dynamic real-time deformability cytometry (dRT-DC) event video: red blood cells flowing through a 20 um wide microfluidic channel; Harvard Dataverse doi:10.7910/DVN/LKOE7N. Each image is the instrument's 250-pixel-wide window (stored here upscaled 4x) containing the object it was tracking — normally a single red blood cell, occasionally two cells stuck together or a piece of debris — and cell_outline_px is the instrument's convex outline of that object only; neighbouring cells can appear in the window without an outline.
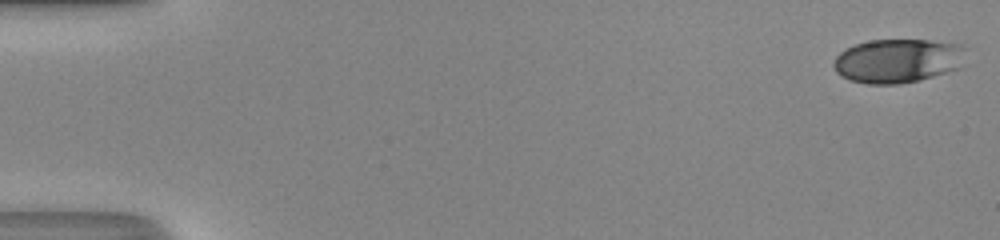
{"species": "human", "species_latin": "Homo sapiens", "temperature_condition": "room temperature", "stored_images_in_passage": 49, "camera_frame_rate_fps": 3000, "um_per_image_px": 0.085, "donor": {"sex": "male"}, "frame": {"image": 1, "passage_image": 1, "time_ms": 0.0, "image_size_px": [1000, 240], "cell_outline_px": [[964, 48], [960, 68], [920, 80], [900, 84], [868, 84], [852, 80], [840, 76], [836, 72], [832, 64], [836, 56], [844, 48], [856, 44], [872, 40], [928, 40], [964, 44]], "centroid_in_image_um": [76.28, 5.16], "position_along_channel_um": 8.7, "area_um2": 33.99}}
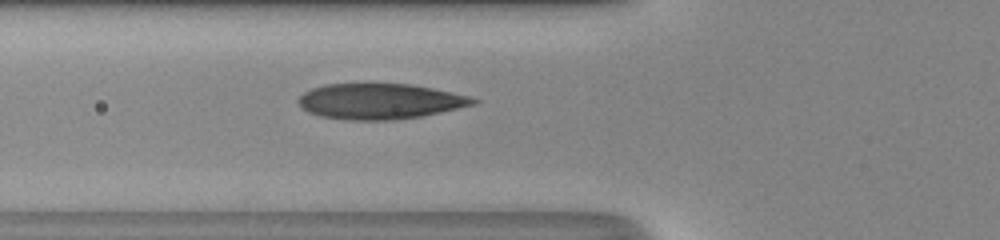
{"frame": {"image": 2, "passage_image": 19, "time_ms": 6.0, "image_size_px": [1000, 240], "cell_outline_px": [[480, 100], [476, 104], [440, 112], [420, 116], [396, 120], [348, 120], [320, 116], [308, 112], [300, 108], [296, 100], [304, 92], [312, 88], [324, 84], [368, 80], [412, 84], [472, 96]], "centroid_in_image_um": [32.25, 8.56], "position_along_channel_um": 93.6, "area_um2": 37.69}}
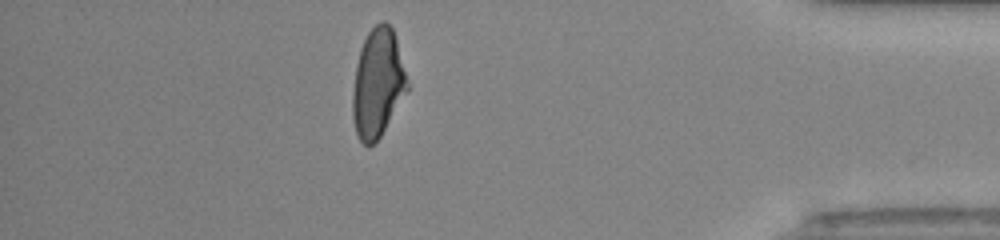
{"frame": {"image": 3, "passage_image": 43, "time_ms": 14.0, "image_size_px": [1000, 240], "cell_outline_px": [[408, 92], [380, 136], [368, 148], [360, 140], [356, 132], [352, 116], [352, 92], [356, 64], [360, 48], [368, 32], [380, 20], [384, 20], [392, 28], [396, 40], [408, 84]], "centroid_in_image_um": [32.09, 7.08], "position_along_channel_um": 403.1, "area_um2": 34.45}, "authors_computed_cell_mechanics": {"area_um2": 34.969, "velocity_mm_per_s": 4.3723, "shape_relaxation_time_tau1_ms": 7.4875, "shape_relaxation_time_tau2_ms": 0.8207, "deformation_change_tau1": 0.2686, "deformation_change_tau2": 0.0732}}